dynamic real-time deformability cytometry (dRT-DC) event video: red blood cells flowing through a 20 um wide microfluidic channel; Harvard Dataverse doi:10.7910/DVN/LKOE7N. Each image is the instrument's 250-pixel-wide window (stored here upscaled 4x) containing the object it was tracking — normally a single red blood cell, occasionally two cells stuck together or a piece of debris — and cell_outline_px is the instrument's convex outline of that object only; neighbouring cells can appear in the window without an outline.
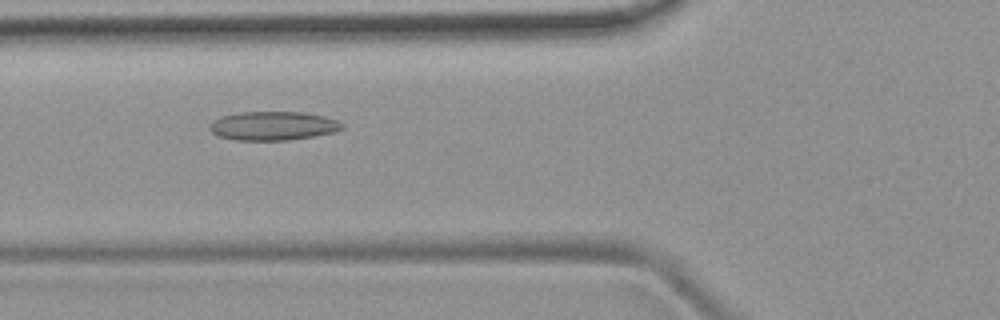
{"species": "common noctule bat (a hibernating species)", "species_latin": "Nyctalus noctula", "temperature_condition": "room temperature", "stored_images_in_passage": 38, "camera_frame_rate_fps": 3000, "um_per_image_px": 0.085, "animal": {"sex": "female", "body_mass_g": 19.9}, "frame": {"image": 1, "passage_image": 5, "time_ms": 1.333, "image_size_px": [1000, 320], "cell_outline_px": [[344, 128], [332, 132], [312, 136], [288, 140], [236, 140], [216, 136], [208, 128], [208, 124], [212, 120], [220, 116], [240, 112], [304, 112], [324, 116], [336, 120], [344, 124]], "centroid_in_image_um": [23.15, 10.69], "position_along_channel_um": 102.7, "area_um2": 22.37}}
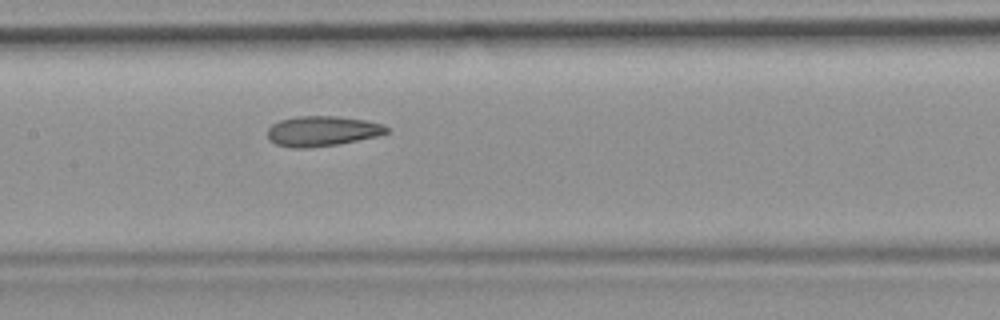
{"frame": {"image": 2, "passage_image": 11, "time_ms": 3.333, "image_size_px": [1000, 320], "cell_outline_px": [[388, 132], [376, 136], [336, 144], [308, 148], [292, 148], [276, 144], [268, 140], [268, 128], [272, 124], [280, 120], [296, 116], [336, 116], [364, 120], [384, 124], [388, 128]], "centroid_in_image_um": [27.34, 11.14], "position_along_channel_um": 180.1, "area_um2": 20.81}}
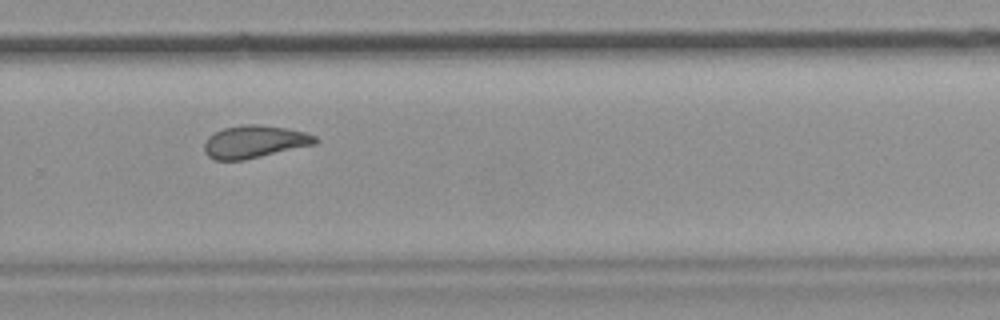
{"frame": {"image": 3, "passage_image": 21, "time_ms": 6.667, "image_size_px": [1000, 320], "cell_outline_px": [[320, 140], [316, 144], [244, 160], [216, 160], [208, 156], [204, 152], [204, 144], [208, 136], [224, 128], [240, 124], [256, 124], [288, 128], [304, 132], [316, 136]], "centroid_in_image_um": [21.64, 12.04], "position_along_channel_um": 308.2, "area_um2": 21.15}, "authors_computed_cell_mechanics": {"area_um2": 21.1548, "velocity_mm_per_s": 3.8719, "shape_relaxation_time_tau1_ms": null, "shape_relaxation_time_tau2_ms": 2.8762, "deformation_change_tau1": null, "deformation_change_tau2": 0.1065}}